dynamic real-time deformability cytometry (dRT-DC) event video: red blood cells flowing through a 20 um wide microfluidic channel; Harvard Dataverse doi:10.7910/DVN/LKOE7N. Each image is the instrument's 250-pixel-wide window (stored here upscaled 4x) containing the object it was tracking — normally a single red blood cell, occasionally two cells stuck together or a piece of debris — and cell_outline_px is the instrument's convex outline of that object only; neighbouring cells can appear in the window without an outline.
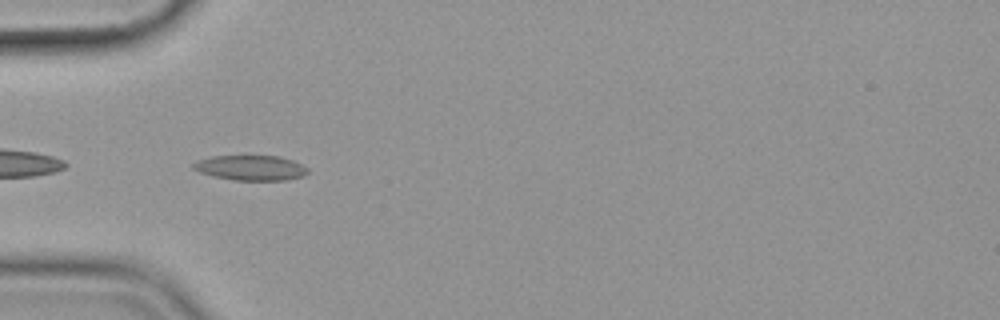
{"species": "common noctule bat (a hibernating species)", "species_latin": "Nyctalus noctula", "temperature_condition": "cold", "stored_images_in_passage": 40, "camera_frame_rate_fps": 3000, "um_per_image_px": 0.085, "animal": {"sex": "female", "body_mass_g": 19.9}, "frame": {"image": 1, "passage_image": 2, "time_ms": 0.333, "image_size_px": [1000, 320], "cell_outline_px": [[308, 172], [304, 176], [288, 180], [232, 180], [212, 176], [200, 172], [192, 168], [192, 164], [200, 160], [212, 156], [280, 156], [292, 160], [308, 168]], "centroid_in_image_um": [21.33, 14.27], "position_along_channel_um": 63.7, "area_um2": 16.7}}
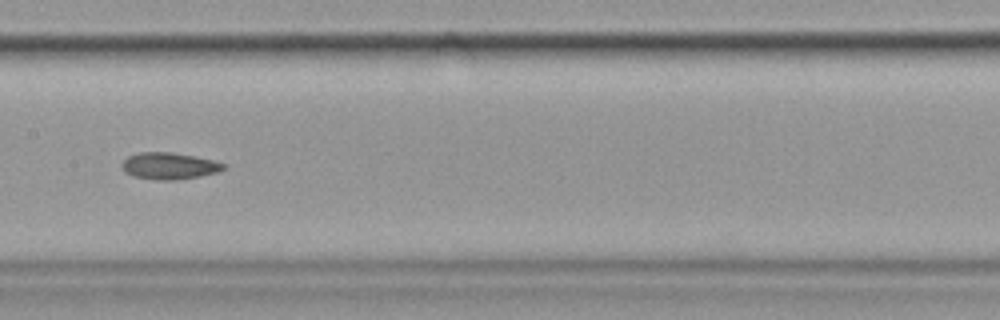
{"frame": {"image": 2, "passage_image": 13, "time_ms": 4.0, "image_size_px": [1000, 320], "cell_outline_px": [[224, 168], [216, 172], [200, 176], [176, 180], [160, 180], [132, 176], [124, 172], [120, 164], [128, 156], [140, 152], [172, 152], [212, 160], [224, 164]], "centroid_in_image_um": [14.31, 14.1], "position_along_channel_um": 193.1, "area_um2": 15.66}}
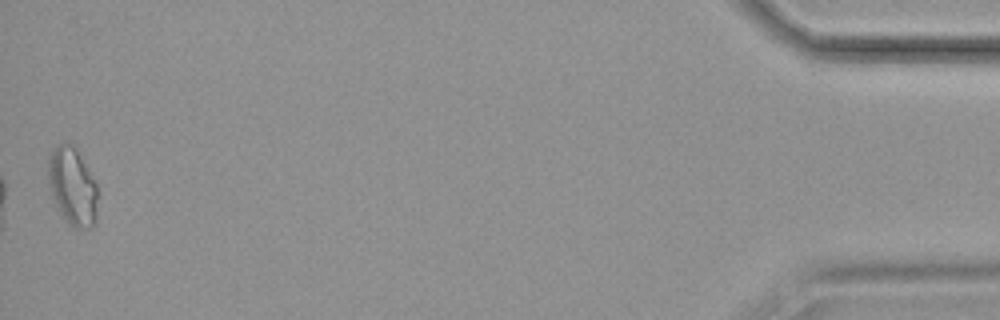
{"frame": {"image": 3, "passage_image": 40, "time_ms": 13.0, "image_size_px": [1000, 320], "cell_outline_px": [[96, 224], [92, 228], [72, 228], [56, 208], [52, 196], [48, 176], [48, 160], [52, 152], [64, 140], [72, 144], [76, 148], [96, 184]], "centroid_in_image_um": [6.15, 15.88], "position_along_channel_um": 429.0, "area_um2": 22.31}, "authors_computed_cell_mechanics": {"area_um2": 15.8661, "velocity_mm_per_s": 3.5953, "shape_relaxation_time_tau1_ms": null, "shape_relaxation_time_tau2_ms": 4.0033, "deformation_change_tau1": null, "deformation_change_tau2": 0.1155}}